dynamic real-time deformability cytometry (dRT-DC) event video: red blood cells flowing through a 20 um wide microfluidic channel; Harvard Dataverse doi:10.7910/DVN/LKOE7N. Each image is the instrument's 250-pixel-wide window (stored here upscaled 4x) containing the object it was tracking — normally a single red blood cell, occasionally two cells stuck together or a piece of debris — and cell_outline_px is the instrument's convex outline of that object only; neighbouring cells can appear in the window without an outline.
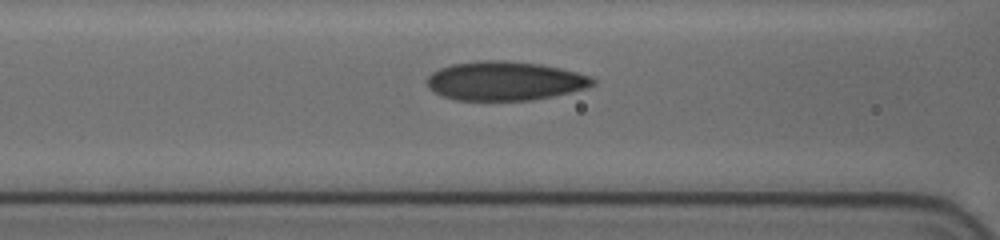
{"species": "human", "species_latin": "Homo sapiens", "temperature_condition": "cold", "stored_images_in_passage": 38, "camera_frame_rate_fps": 3000, "um_per_image_px": 0.085, "donor": {"sex": "female"}, "frame": {"image": 1, "passage_image": 13, "time_ms": 4.0, "image_size_px": [1000, 240], "cell_outline_px": [[596, 84], [572, 92], [532, 100], [456, 100], [444, 96], [428, 88], [424, 80], [432, 72], [440, 68], [452, 64], [476, 60], [504, 60], [540, 64], [560, 68], [592, 76], [596, 80]], "centroid_in_image_um": [42.9, 6.87], "position_along_channel_um": 123.7, "area_um2": 37.86}}
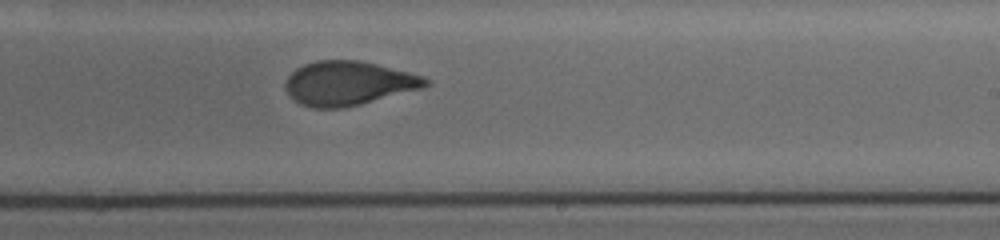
{"frame": {"image": 2, "passage_image": 24, "time_ms": 7.667, "image_size_px": [1000, 240], "cell_outline_px": [[428, 84], [424, 88], [344, 108], [312, 108], [300, 104], [284, 88], [284, 84], [288, 76], [296, 68], [304, 64], [316, 60], [360, 60], [424, 76], [428, 80]], "centroid_in_image_um": [29.6, 7.07], "position_along_channel_um": 259.4, "area_um2": 35.95}}
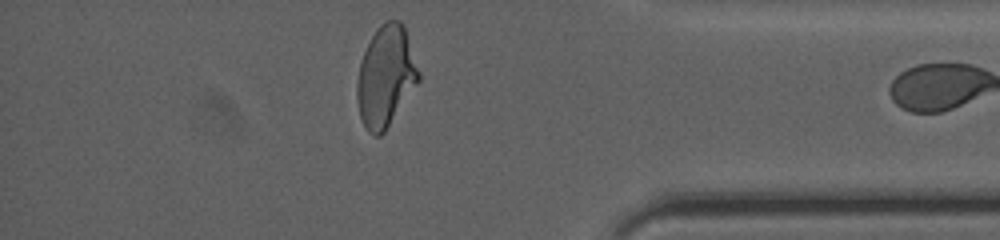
{"frame": {"image": 3, "passage_image": 37, "time_ms": 12.0, "image_size_px": [1000, 240], "cell_outline_px": [[420, 80], [384, 132], [380, 136], [376, 136], [368, 132], [360, 116], [356, 96], [356, 84], [360, 64], [364, 52], [376, 28], [384, 20], [400, 20], [404, 24], [420, 72]], "centroid_in_image_um": [32.79, 6.47], "position_along_channel_um": 402.4, "area_um2": 36.18}}